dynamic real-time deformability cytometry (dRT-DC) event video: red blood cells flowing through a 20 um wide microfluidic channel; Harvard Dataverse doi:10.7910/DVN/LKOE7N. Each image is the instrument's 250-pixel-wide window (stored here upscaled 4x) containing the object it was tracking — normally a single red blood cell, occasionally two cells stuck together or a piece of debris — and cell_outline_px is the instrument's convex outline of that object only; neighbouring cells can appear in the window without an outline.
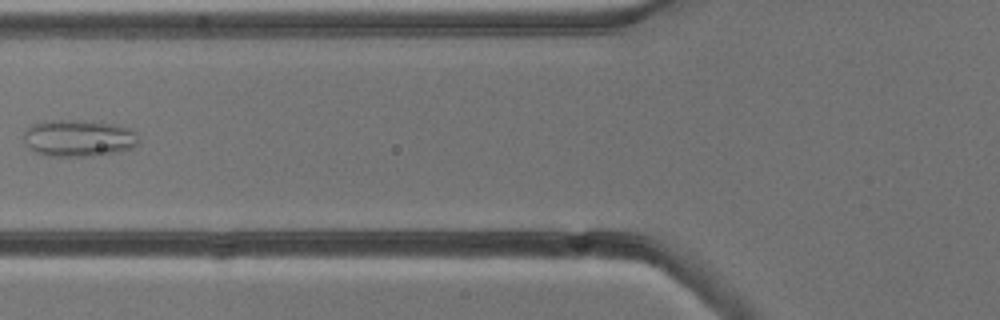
{"species": "common noctule bat (a hibernating species)", "species_latin": "Nyctalus noctula", "temperature_condition": "cold", "stored_images_in_passage": 7, "camera_frame_rate_fps": 3000, "um_per_image_px": 0.085, "animal": {"sex": "male", "body_mass_g": 13.3}, "frame": {"image": 1, "passage_image": 6, "time_ms": 6.667, "image_size_px": [1000, 320], "cell_outline_px": [[140, 144], [132, 148], [116, 152], [92, 156], [48, 156], [32, 152], [24, 144], [24, 132], [32, 124], [44, 120], [92, 120], [112, 124], [128, 128], [136, 132], [140, 140]], "centroid_in_image_um": [6.67, 11.74], "position_along_channel_um": 119.1, "area_um2": 25.2}}